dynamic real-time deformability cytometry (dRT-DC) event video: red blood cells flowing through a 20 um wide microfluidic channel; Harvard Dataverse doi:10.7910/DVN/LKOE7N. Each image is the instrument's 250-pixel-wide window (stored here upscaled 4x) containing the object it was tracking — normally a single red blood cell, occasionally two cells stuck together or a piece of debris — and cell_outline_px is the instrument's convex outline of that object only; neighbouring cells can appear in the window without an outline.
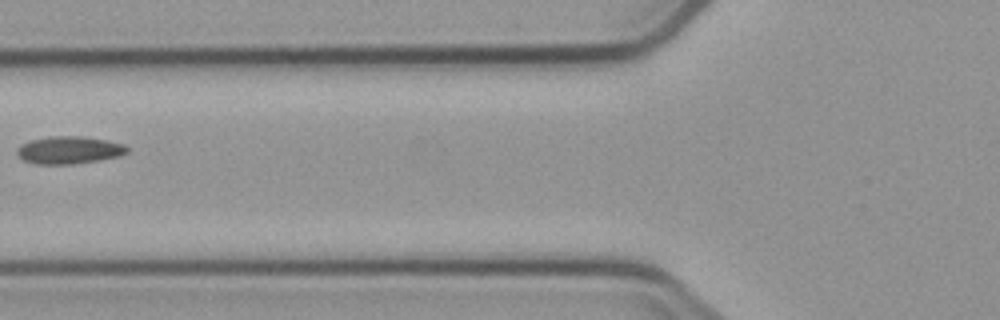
{"species": "common noctule bat (a hibernating species)", "species_latin": "Nyctalus noctula", "temperature_condition": "cold", "stored_images_in_passage": 5, "camera_frame_rate_fps": 3000, "um_per_image_px": 0.085, "animal": {"sex": "male", "body_mass_g": 23.1, "forearm_length_mm": 52.7}, "frame": {"image": 1, "passage_image": 5, "time_ms": 5.333, "image_size_px": [1000, 320], "cell_outline_px": [[128, 152], [120, 156], [100, 160], [76, 164], [36, 164], [24, 160], [16, 152], [16, 148], [20, 144], [32, 140], [48, 136], [84, 136], [108, 140], [124, 144], [128, 148]], "centroid_in_image_um": [5.89, 12.75], "position_along_channel_um": 119.9, "area_um2": 17.86}}